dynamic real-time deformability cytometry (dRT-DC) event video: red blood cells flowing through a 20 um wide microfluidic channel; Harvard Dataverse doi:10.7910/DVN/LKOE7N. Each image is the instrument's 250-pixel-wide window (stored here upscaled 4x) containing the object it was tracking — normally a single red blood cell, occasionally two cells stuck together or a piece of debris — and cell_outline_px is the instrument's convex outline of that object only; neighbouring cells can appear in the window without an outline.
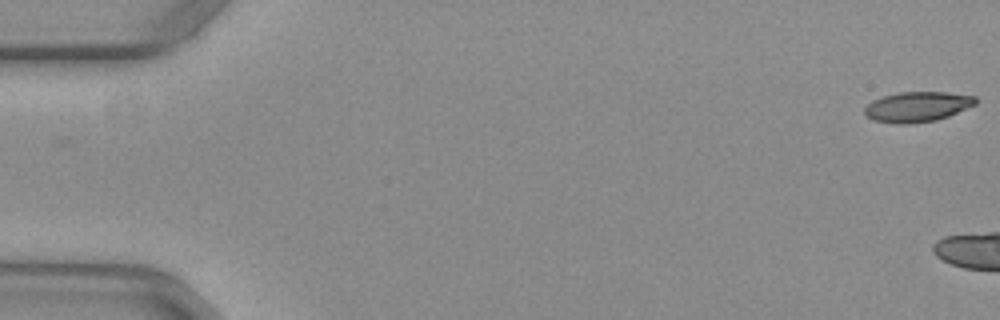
{"species": "common noctule bat (a hibernating species)", "species_latin": "Nyctalus noctula", "temperature_condition": "warm", "stored_images_in_passage": 7, "camera_frame_rate_fps": 3000, "um_per_image_px": 0.085, "animal": {"sex": "female", "body_mass_g": 29.2, "forearm_length_mm": 56.3}, "frame": {"image": 1, "passage_image": 1, "time_ms": 0.0, "image_size_px": [1000, 320], "cell_outline_px": [[976, 104], [948, 116], [936, 120], [904, 124], [896, 124], [872, 120], [864, 112], [864, 108], [872, 100], [884, 96], [900, 92], [948, 92], [976, 96]], "centroid_in_image_um": [77.96, 9.07], "position_along_channel_um": 7.0, "area_um2": 19.42}}